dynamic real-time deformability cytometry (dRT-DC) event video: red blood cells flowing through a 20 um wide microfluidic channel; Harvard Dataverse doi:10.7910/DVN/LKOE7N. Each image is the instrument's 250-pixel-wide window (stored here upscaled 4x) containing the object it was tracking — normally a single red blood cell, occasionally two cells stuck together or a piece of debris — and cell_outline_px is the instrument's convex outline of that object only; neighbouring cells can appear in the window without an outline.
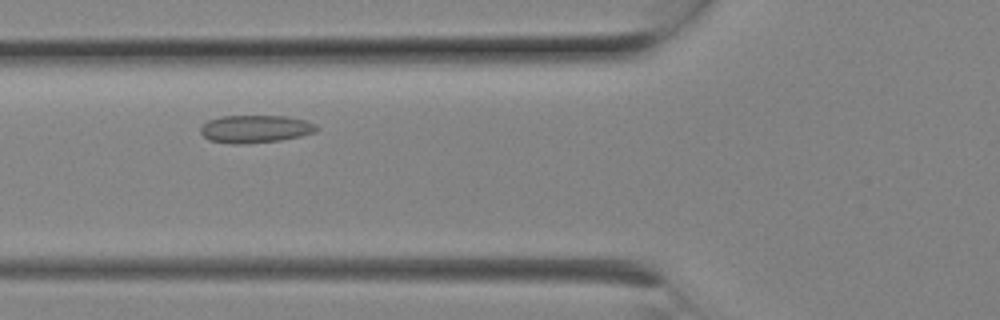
{"species": "Egyptian fruit bat (a non-hibernating species)", "species_latin": "Rousettus aegyptiacus", "temperature_condition": "room temperature", "stored_images_in_passage": 5, "camera_frame_rate_fps": 3000, "um_per_image_px": 0.085, "animal": {"sex": "female"}, "frame": {"image": 1, "passage_image": 4, "time_ms": 1.0, "image_size_px": [1000, 320], "cell_outline_px": [[320, 128], [316, 132], [300, 136], [280, 140], [240, 144], [232, 144], [208, 140], [200, 132], [200, 128], [208, 120], [220, 116], [288, 116], [304, 120], [316, 124]], "centroid_in_image_um": [21.71, 10.96], "position_along_channel_um": 104.1, "area_um2": 18.79}}
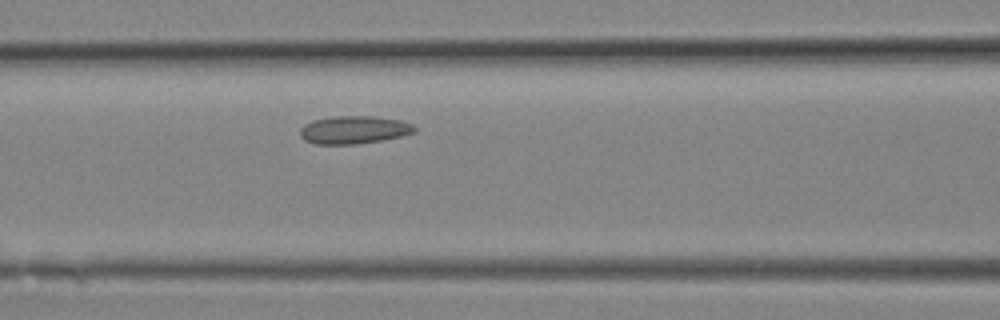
{"frame": {"image": 2, "passage_image": 5, "time_ms": 1.333, "image_size_px": [1000, 320], "cell_outline_px": [[416, 132], [400, 136], [380, 140], [356, 144], [316, 144], [304, 140], [300, 136], [300, 128], [304, 124], [312, 120], [332, 116], [372, 116], [400, 120], [412, 124], [416, 128]], "centroid_in_image_um": [30.05, 11.03], "position_along_channel_um": 136.6, "area_um2": 18.61}}